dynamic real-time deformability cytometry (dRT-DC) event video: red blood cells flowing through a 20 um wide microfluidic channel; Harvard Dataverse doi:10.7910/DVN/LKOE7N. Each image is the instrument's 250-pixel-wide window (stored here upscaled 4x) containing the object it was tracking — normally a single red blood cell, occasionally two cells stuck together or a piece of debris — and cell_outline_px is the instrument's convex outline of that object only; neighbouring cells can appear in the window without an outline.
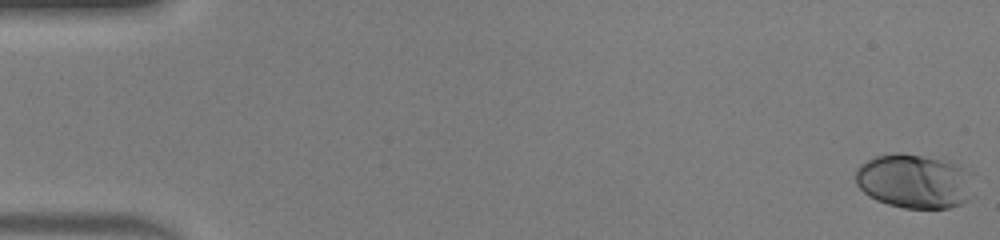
{"species": "human", "species_latin": "Homo sapiens", "temperature_condition": "warm", "stored_images_in_passage": 49, "camera_frame_rate_fps": 3000, "um_per_image_px": 0.085, "donor": {"sex": "male"}, "frame": {"image": 1, "passage_image": 1, "time_ms": 0.0, "image_size_px": [1000, 240], "cell_outline_px": [[968, 200], [960, 204], [948, 208], [904, 208], [888, 204], [876, 200], [868, 196], [856, 184], [856, 168], [860, 164], [876, 156], [892, 152], [900, 152], [920, 156], [956, 164], [964, 168]], "centroid_in_image_um": [77.56, 15.41], "position_along_channel_um": 7.4, "area_um2": 36.24}}
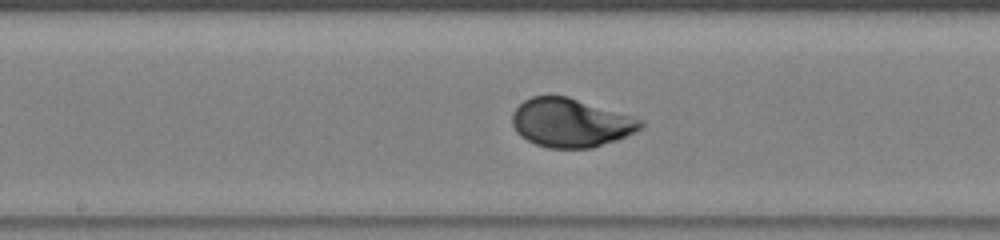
{"frame": {"image": 2, "passage_image": 26, "time_ms": 8.333, "image_size_px": [1000, 240], "cell_outline_px": [[644, 124], [640, 128], [616, 140], [592, 148], [548, 148], [536, 144], [520, 136], [516, 132], [512, 124], [512, 112], [524, 100], [532, 96], [568, 96], [632, 116], [644, 120]], "centroid_in_image_um": [48.48, 10.43], "position_along_channel_um": 199.7, "area_um2": 36.24}}
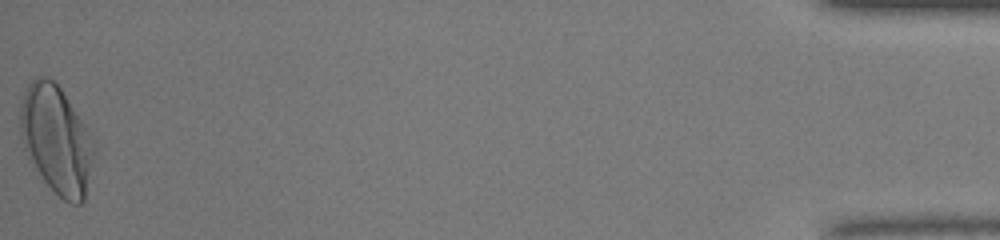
{"frame": {"image": 3, "passage_image": 49, "time_ms": 16.0, "image_size_px": [1000, 240], "cell_outline_px": [[92, 156], [84, 200], [80, 204], [72, 204], [64, 200], [44, 180], [28, 160], [20, 136], [20, 104], [24, 92], [28, 84], [36, 76], [48, 76], [56, 80], [92, 136]], "centroid_in_image_um": [4.74, 11.8], "position_along_channel_um": 430.5, "area_um2": 46.07}, "authors_computed_cell_mechanics": {"area_um2": 35.7782, "velocity_mm_per_s": 4.2819, "shape_relaxation_time_tau1_ms": 2.0414, "shape_relaxation_time_tau2_ms": null, "deformation_change_tau1": 0.1688, "deformation_change_tau2": null}}